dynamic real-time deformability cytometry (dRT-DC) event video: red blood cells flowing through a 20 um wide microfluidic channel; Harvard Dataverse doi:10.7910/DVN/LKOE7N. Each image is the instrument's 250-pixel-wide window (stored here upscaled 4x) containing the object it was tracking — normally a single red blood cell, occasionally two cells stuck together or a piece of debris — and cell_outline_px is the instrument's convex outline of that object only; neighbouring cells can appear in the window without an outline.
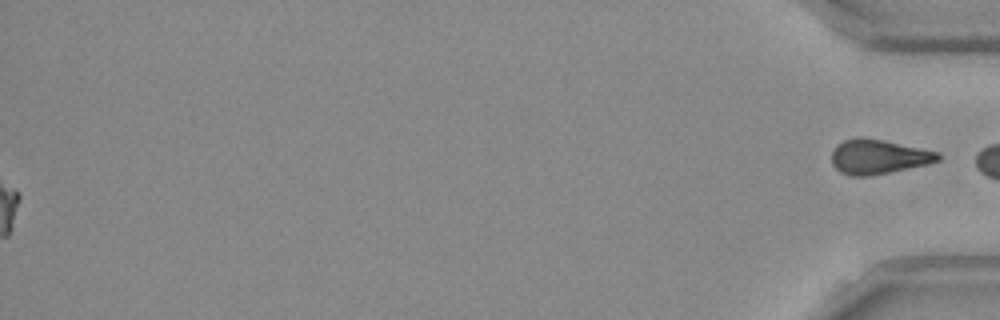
{"species": "Egyptian fruit bat (a non-hibernating species)", "species_latin": "Rousettus aegyptiacus", "temperature_condition": "room temperature", "stored_images_in_passage": 51, "segment_of_instrument_passage": [2, 2], "camera_frame_rate_fps": 3000, "um_per_image_px": 0.085, "frame": {"image": 1, "passage_image": 51, "time_ms": 16.667, "image_size_px": [1000, 320], "cell_outline_px": [[940, 160], [928, 164], [868, 176], [852, 176], [840, 172], [832, 164], [832, 152], [836, 144], [844, 140], [856, 136], [884, 140], [940, 152]], "centroid_in_image_um": [74.65, 13.31], "position_along_channel_um": 360.6, "area_um2": 21.44}}